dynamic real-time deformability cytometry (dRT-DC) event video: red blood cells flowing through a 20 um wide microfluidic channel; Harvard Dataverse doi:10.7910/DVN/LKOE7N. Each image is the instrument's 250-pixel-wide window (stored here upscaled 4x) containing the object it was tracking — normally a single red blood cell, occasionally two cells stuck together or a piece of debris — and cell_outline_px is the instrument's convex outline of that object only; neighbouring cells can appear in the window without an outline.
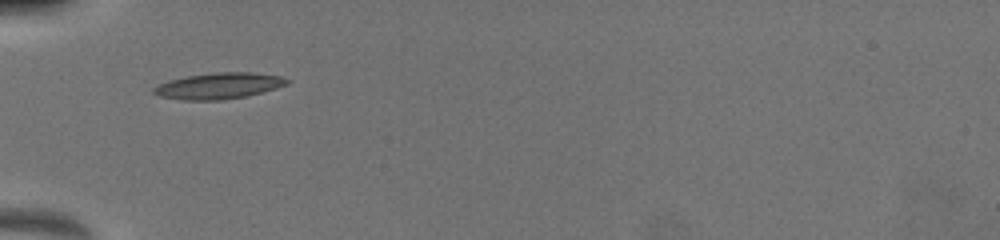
{"species": "common noctule bat (a hibernating species)", "species_latin": "Nyctalus noctula", "temperature_condition": "warm", "stored_images_in_passage": 4, "camera_frame_rate_fps": 3000, "um_per_image_px": 0.085, "animal": {"sex": "female", "body_mass_g": 19.5, "forearm_length_mm": 54.1}, "frame": {"image": 1, "passage_image": 1, "time_ms": 0.0, "image_size_px": [1000, 240], "cell_outline_px": [[288, 84], [276, 88], [244, 96], [220, 100], [184, 100], [160, 96], [152, 92], [152, 88], [168, 80], [188, 76], [216, 72], [252, 72], [280, 76], [288, 80]], "centroid_in_image_um": [18.57, 7.29], "position_along_channel_um": 66.4, "area_um2": 20.0}}